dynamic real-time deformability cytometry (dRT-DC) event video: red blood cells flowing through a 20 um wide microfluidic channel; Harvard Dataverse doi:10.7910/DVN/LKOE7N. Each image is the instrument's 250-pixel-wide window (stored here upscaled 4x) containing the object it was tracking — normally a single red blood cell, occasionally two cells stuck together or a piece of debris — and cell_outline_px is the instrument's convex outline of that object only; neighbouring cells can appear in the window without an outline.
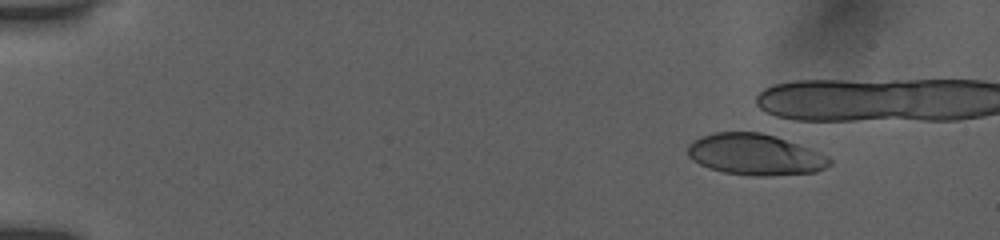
{"species": "human", "species_latin": "Homo sapiens", "temperature_condition": "room temperature", "stored_images_in_passage": 11, "camera_frame_rate_fps": 3000, "um_per_image_px": 0.085, "donor": {"sex": "female"}, "frame": {"image": 1, "passage_image": 7, "time_ms": 2.0, "image_size_px": [1000, 240], "cell_outline_px": [[832, 164], [816, 172], [772, 176], [756, 176], [724, 172], [708, 168], [692, 160], [688, 156], [688, 144], [692, 140], [712, 132], [760, 132], [776, 136], [808, 148], [828, 156], [832, 160]], "centroid_in_image_um": [64.17, 13.14], "position_along_channel_um": 20.8, "area_um2": 34.1}}